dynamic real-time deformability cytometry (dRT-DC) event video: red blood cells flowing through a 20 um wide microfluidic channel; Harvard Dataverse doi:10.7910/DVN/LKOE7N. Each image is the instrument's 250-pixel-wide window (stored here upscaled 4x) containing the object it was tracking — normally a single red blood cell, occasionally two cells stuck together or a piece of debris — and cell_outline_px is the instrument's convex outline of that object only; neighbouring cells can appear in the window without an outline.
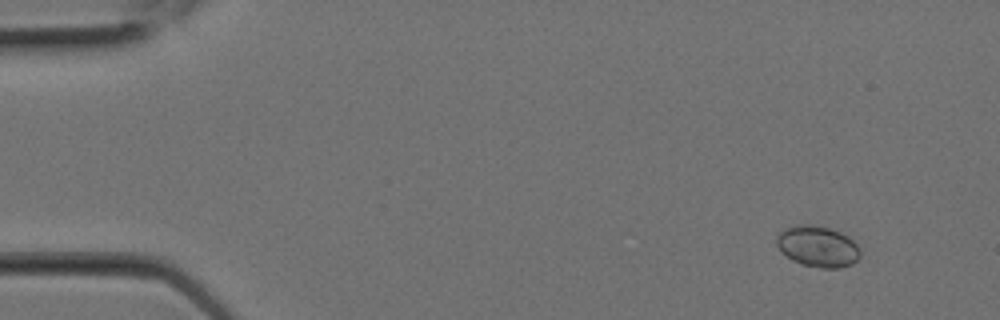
{"species": "Egyptian fruit bat (a non-hibernating species)", "species_latin": "Rousettus aegyptiacus", "temperature_condition": "room temperature", "stored_images_in_passage": 9, "camera_frame_rate_fps": 3000, "um_per_image_px": 0.085, "animal": {"sex": "female"}, "frame": {"image": 1, "passage_image": 3, "time_ms": 0.667, "image_size_px": [1000, 320], "cell_outline_px": [[860, 256], [852, 264], [840, 268], [820, 268], [804, 264], [792, 260], [776, 244], [776, 236], [780, 232], [788, 228], [800, 224], [808, 224], [828, 228], [840, 232], [848, 236], [860, 248]], "centroid_in_image_um": [69.53, 20.95], "position_along_channel_um": 15.5, "area_um2": 19.71}}
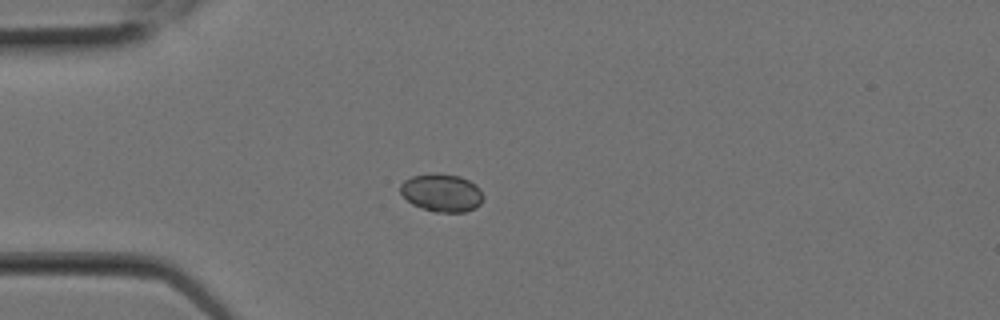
{"frame": {"image": 2, "passage_image": 7, "time_ms": 2.0, "image_size_px": [1000, 320], "cell_outline_px": [[484, 196], [480, 204], [476, 208], [464, 212], [436, 212], [412, 204], [400, 192], [400, 184], [404, 180], [412, 176], [460, 176], [476, 184], [480, 188]], "centroid_in_image_um": [37.59, 16.43], "position_along_channel_um": 47.4, "area_um2": 17.74}}
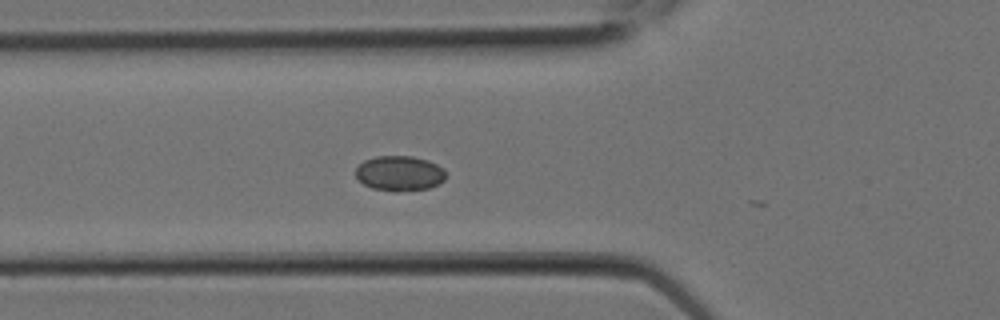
{"frame": {"image": 3, "passage_image": 9, "time_ms": 2.667, "image_size_px": [1000, 320], "cell_outline_px": [[444, 180], [428, 188], [396, 192], [392, 192], [372, 188], [364, 184], [356, 176], [356, 168], [364, 160], [376, 156], [412, 156], [428, 160], [444, 168]], "centroid_in_image_um": [33.94, 14.73], "position_along_channel_um": 91.9, "area_um2": 18.38}}